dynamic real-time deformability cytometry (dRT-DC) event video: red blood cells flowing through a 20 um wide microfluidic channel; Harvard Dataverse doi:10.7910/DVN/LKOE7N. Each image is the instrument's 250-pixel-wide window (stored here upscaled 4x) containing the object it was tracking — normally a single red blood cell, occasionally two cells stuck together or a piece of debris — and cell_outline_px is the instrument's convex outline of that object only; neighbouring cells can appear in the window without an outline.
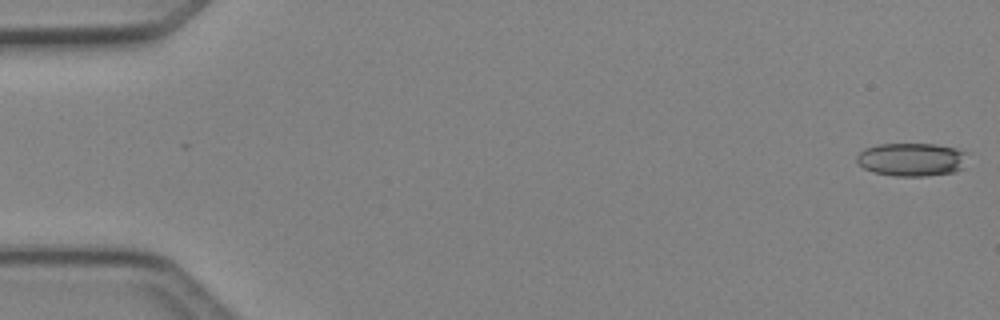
{"species": "Egyptian fruit bat (a non-hibernating species)", "species_latin": "Rousettus aegyptiacus", "temperature_condition": "cold", "stored_images_in_passage": 10, "camera_frame_rate_fps": 3000, "um_per_image_px": 0.085, "animal": {"sex": "female"}, "frame": {"image": 1, "passage_image": 1, "time_ms": 0.0, "image_size_px": [1000, 320], "cell_outline_px": [[968, 152], [964, 168], [956, 172], [924, 176], [892, 176], [872, 172], [864, 168], [856, 160], [856, 156], [864, 148], [876, 144], [936, 144], [956, 148]], "centroid_in_image_um": [77.52, 13.56], "position_along_channel_um": 7.5, "area_um2": 21.85}}